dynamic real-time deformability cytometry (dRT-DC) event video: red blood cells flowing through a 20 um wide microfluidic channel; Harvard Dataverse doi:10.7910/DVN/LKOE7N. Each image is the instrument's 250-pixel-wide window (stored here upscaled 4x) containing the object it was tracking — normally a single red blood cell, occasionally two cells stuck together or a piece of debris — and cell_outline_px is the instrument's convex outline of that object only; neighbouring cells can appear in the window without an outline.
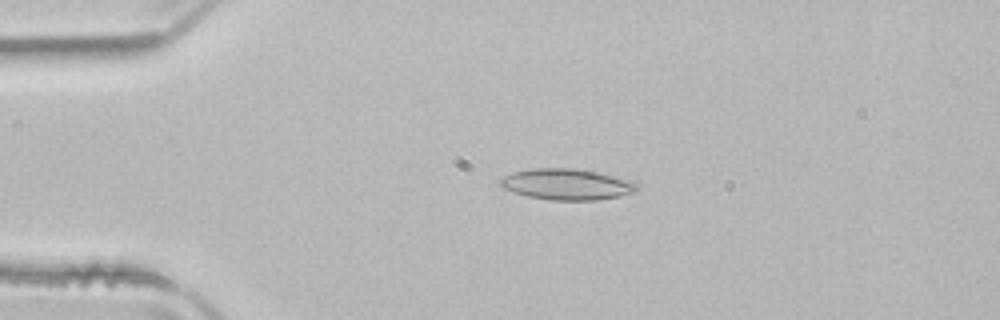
{"species": "common noctule bat (a hibernating species)", "species_latin": "Nyctalus noctula", "temperature_condition": "room temperature", "stored_images_in_passage": 47, "camera_frame_rate_fps": 3000, "um_per_image_px": 0.085, "animal": {"sex": "male", "body_mass_g": 21.5, "forearm_length_mm": 52.0}, "frame": {"image": 1, "passage_image": 7, "time_ms": 2.0, "image_size_px": [1000, 320], "cell_outline_px": [[636, 192], [620, 196], [596, 200], [548, 200], [528, 196], [504, 188], [500, 184], [500, 180], [504, 176], [512, 172], [532, 168], [572, 168], [596, 172], [628, 180], [636, 184]], "centroid_in_image_um": [48.15, 15.67], "position_along_channel_um": 36.8, "area_um2": 24.39}}
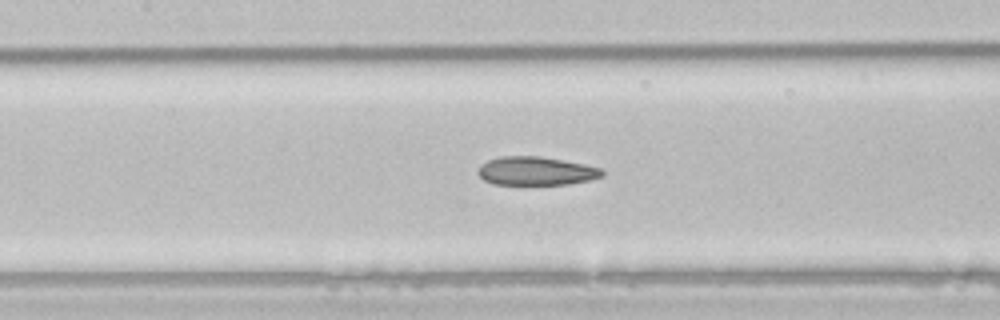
{"frame": {"image": 2, "passage_image": 19, "time_ms": 6.0, "image_size_px": [1000, 320], "cell_outline_px": [[604, 176], [588, 180], [568, 184], [492, 184], [484, 180], [476, 172], [480, 164], [488, 160], [500, 156], [540, 156], [584, 164], [600, 168], [604, 172]], "centroid_in_image_um": [45.53, 14.53], "position_along_channel_um": 161.9, "area_um2": 20.63}}
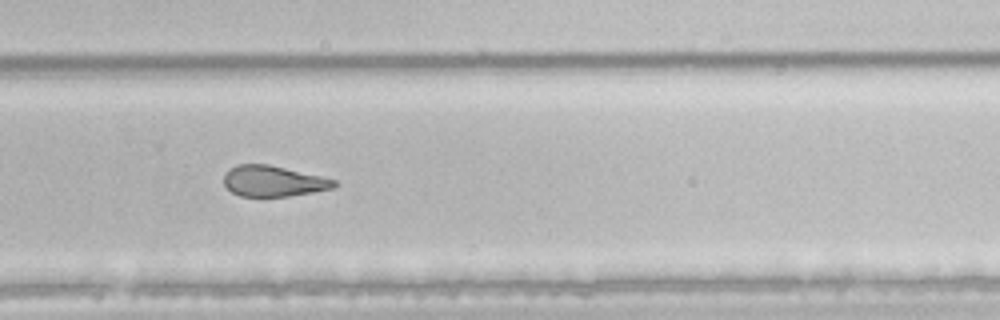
{"frame": {"image": 3, "passage_image": 30, "time_ms": 9.667, "image_size_px": [1000, 320], "cell_outline_px": [[336, 184], [332, 188], [312, 192], [288, 196], [240, 196], [232, 192], [224, 184], [224, 176], [236, 164], [268, 164], [320, 176], [336, 180]], "centroid_in_image_um": [23.21, 15.39], "position_along_channel_um": 306.6, "area_um2": 19.42}, "authors_computed_cell_mechanics": {"area_um2": 22.831, "velocity_mm_per_s": 3.9707, "shape_relaxation_time_tau1_ms": null, "shape_relaxation_time_tau2_ms": 2.6668, "deformation_change_tau1": null, "deformation_change_tau2": 0.107}}